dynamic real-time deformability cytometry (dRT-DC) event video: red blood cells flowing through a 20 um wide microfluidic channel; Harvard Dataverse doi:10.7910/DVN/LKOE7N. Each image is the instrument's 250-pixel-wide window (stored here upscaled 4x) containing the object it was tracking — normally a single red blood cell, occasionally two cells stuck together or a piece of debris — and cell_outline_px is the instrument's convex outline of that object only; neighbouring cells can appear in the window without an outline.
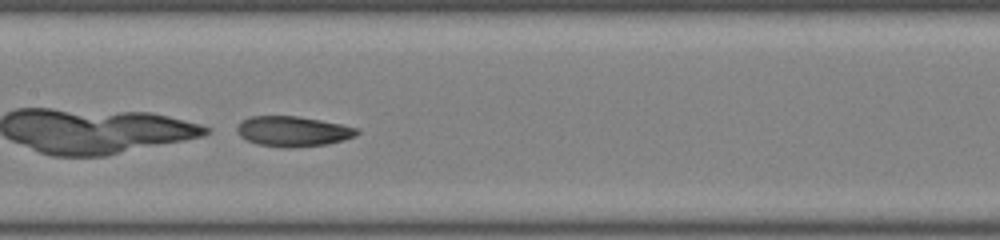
{"species": "common noctule bat (a hibernating species)", "species_latin": "Nyctalus noctula", "temperature_condition": "room temperature", "stored_images_in_passage": 38, "camera_frame_rate_fps": 3000, "um_per_image_px": 0.085, "animal": {"sex": "male", "body_mass_g": 19.0, "forearm_length_mm": 50.8}, "frame": {"image": 1, "passage_image": 22, "time_ms": 7.0, "image_size_px": [1000, 240], "cell_outline_px": [[360, 132], [356, 136], [344, 140], [328, 144], [292, 148], [280, 148], [256, 144], [240, 136], [236, 128], [248, 116], [296, 116], [320, 120], [360, 128]], "centroid_in_image_um": [24.94, 11.18], "position_along_channel_um": 182.5, "area_um2": 21.27}}
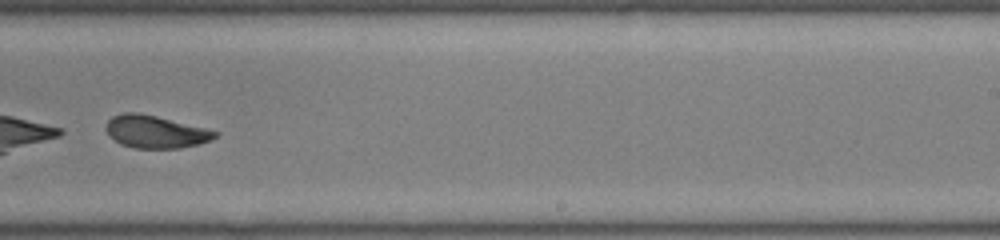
{"frame": {"image": 2, "passage_image": 29, "time_ms": 9.333, "image_size_px": [1000, 240], "cell_outline_px": [[220, 132], [212, 140], [200, 144], [180, 148], [132, 148], [120, 144], [108, 136], [104, 128], [108, 120], [112, 116], [124, 112], [136, 112], [156, 116]], "centroid_in_image_um": [13.17, 11.21], "position_along_channel_um": 275.8, "area_um2": 20.81}}
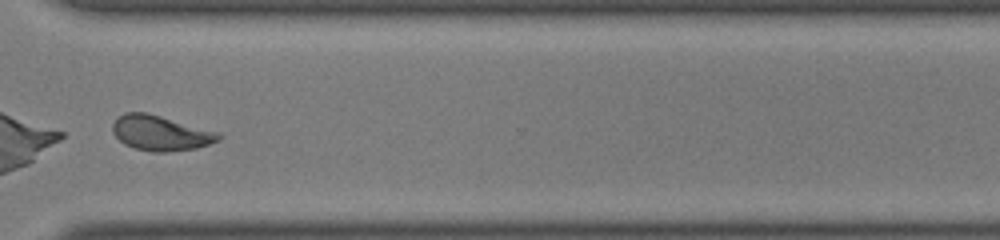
{"frame": {"image": 3, "passage_image": 35, "time_ms": 11.333, "image_size_px": [1000, 240], "cell_outline_px": [[224, 136], [220, 140], [196, 148], [168, 152], [152, 152], [136, 148], [124, 144], [112, 132], [112, 124], [124, 112], [148, 112], [220, 132]], "centroid_in_image_um": [13.69, 11.3], "position_along_channel_um": 356.9, "area_um2": 21.85}, "authors_computed_cell_mechanics": {"area_um2": 21.8195, "velocity_mm_per_s": 3.9993, "shape_relaxation_time_tau1_ms": 1.8295, "shape_relaxation_time_tau2_ms": null, "deformation_change_tau1": 0.2668, "deformation_change_tau2": null}}